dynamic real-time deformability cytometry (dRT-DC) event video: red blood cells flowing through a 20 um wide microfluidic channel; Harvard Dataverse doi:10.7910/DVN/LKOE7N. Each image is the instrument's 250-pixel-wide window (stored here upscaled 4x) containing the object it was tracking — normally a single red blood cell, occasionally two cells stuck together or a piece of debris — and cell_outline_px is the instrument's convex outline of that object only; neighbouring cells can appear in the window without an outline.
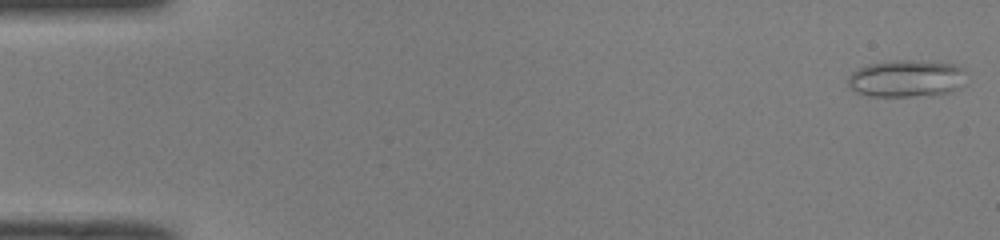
{"species": "common noctule bat (a hibernating species)", "species_latin": "Nyctalus noctula", "temperature_condition": "room temperature", "stored_images_in_passage": 50, "camera_frame_rate_fps": 3000, "um_per_image_px": 0.085, "animal": {"sex": "male", "body_mass_g": 19.0, "forearm_length_mm": 50.8}, "frame": {"image": 1, "passage_image": 1, "time_ms": 0.0, "image_size_px": [1000, 240], "cell_outline_px": [[964, 84], [960, 88], [948, 92], [908, 96], [868, 96], [856, 92], [848, 84], [848, 76], [856, 68], [868, 64], [896, 60], [912, 60], [956, 64], [964, 68]], "centroid_in_image_um": [77.03, 6.66], "position_along_channel_um": 8.0, "area_um2": 25.55}}
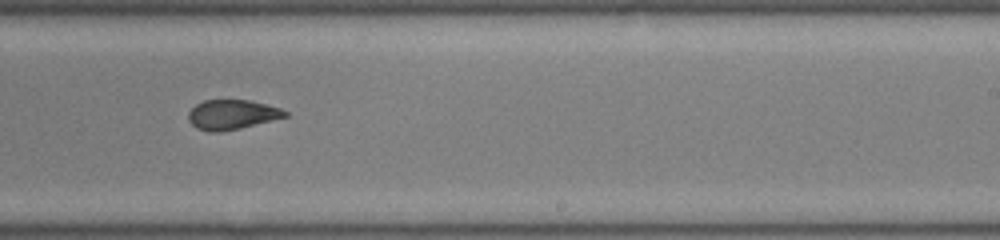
{"frame": {"image": 2, "passage_image": 31, "time_ms": 10.0, "image_size_px": [1000, 240], "cell_outline_px": [[288, 116], [240, 128], [220, 132], [208, 132], [196, 128], [188, 120], [188, 112], [196, 104], [204, 100], [248, 100], [280, 108], [288, 112]], "centroid_in_image_um": [19.68, 9.75], "position_along_channel_um": 269.3, "area_um2": 16.65}}
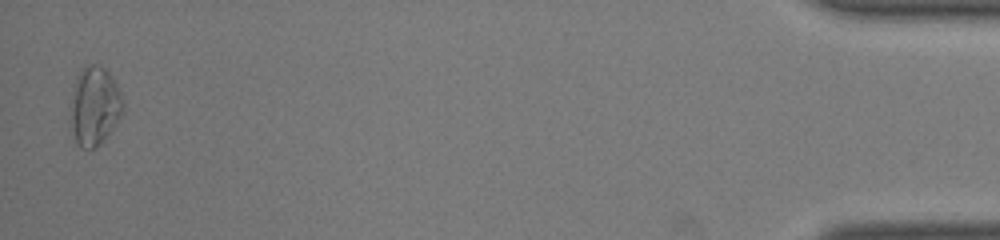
{"frame": {"image": 3, "passage_image": 49, "time_ms": 16.0, "image_size_px": [1000, 240], "cell_outline_px": [[124, 112], [100, 144], [92, 148], [80, 148], [76, 144], [72, 132], [72, 100], [76, 76], [88, 64], [100, 64], [112, 76], [124, 100]], "centroid_in_image_um": [8.07, 9.01], "position_along_channel_um": 427.1, "area_um2": 23.81}, "authors_computed_cell_mechanics": {"area_um2": 18.7561, "velocity_mm_per_s": 4.0954, "shape_relaxation_time_tau1_ms": null, "shape_relaxation_time_tau2_ms": 2.1937, "deformation_change_tau1": null, "deformation_change_tau2": 0.0691}}